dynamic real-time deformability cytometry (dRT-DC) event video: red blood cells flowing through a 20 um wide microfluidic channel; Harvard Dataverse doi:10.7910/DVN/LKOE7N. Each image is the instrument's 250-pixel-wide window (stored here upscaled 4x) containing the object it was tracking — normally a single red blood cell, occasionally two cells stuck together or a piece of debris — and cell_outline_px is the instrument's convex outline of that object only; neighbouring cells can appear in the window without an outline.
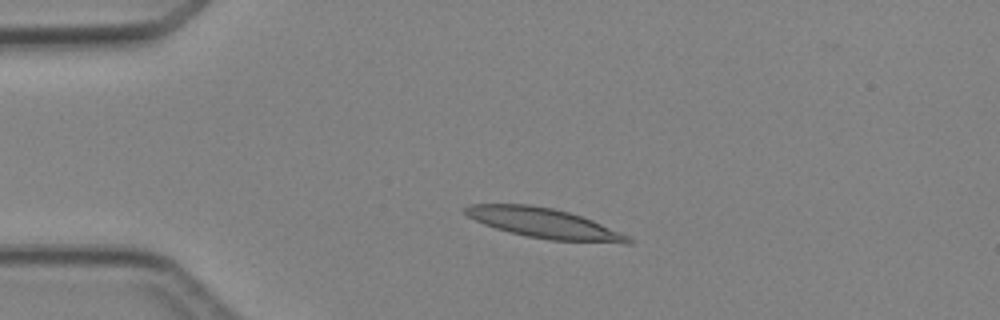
{"species": "Egyptian fruit bat (a non-hibernating species)", "species_latin": "Rousettus aegyptiacus", "temperature_condition": "cold", "stored_images_in_passage": 3, "camera_frame_rate_fps": 3000, "um_per_image_px": 0.085, "animal": {"sex": "female"}, "frame": {"image": 1, "passage_image": 2, "time_ms": 1.333, "image_size_px": [1000, 320], "cell_outline_px": [[632, 244], [624, 244], [548, 240], [528, 236], [496, 228], [484, 224], [468, 216], [464, 212], [464, 208], [468, 204], [528, 204], [552, 208], [568, 212], [592, 220], [620, 232], [628, 236], [632, 240]], "centroid_in_image_um": [46.28, 18.98], "position_along_channel_um": 38.7, "area_um2": 28.26}}